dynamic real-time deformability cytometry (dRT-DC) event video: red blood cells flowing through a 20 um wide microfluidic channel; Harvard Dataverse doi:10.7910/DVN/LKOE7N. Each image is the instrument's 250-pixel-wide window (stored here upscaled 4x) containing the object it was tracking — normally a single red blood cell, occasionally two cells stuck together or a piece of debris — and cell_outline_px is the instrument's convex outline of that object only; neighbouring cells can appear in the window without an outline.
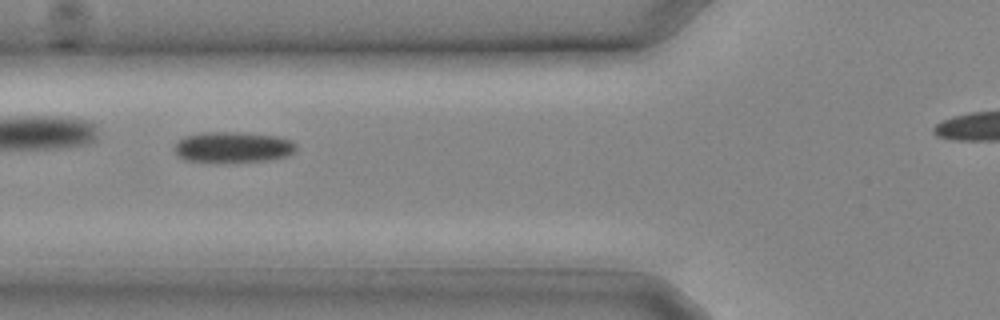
{"species": "common noctule bat (a hibernating species)", "species_latin": "Nyctalus noctula", "temperature_condition": "cold", "stored_images_in_passage": 6, "camera_frame_rate_fps": 3000, "um_per_image_px": 0.085, "animal": {"sex": "male", "body_mass_g": 20.4}, "frame": {"image": 1, "passage_image": 3, "time_ms": 0.667, "image_size_px": [1000, 320], "cell_outline_px": [[296, 152], [284, 156], [268, 160], [224, 164], [184, 160], [176, 156], [176, 140], [184, 136], [204, 132], [236, 132], [276, 136], [292, 140], [296, 144]], "centroid_in_image_um": [19.76, 12.54], "position_along_channel_um": 106.0, "area_um2": 22.43}}
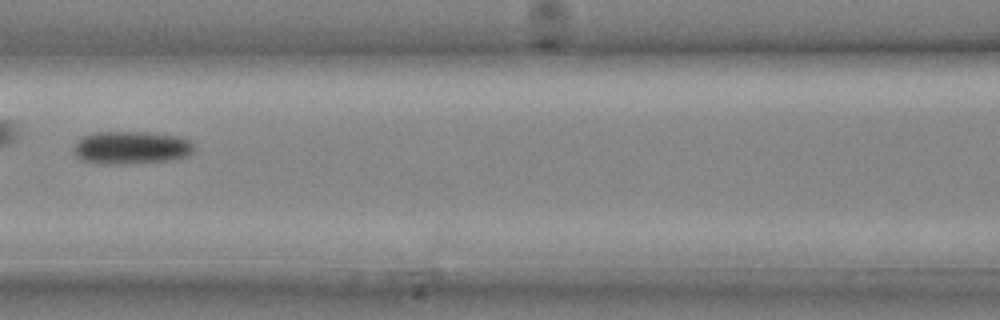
{"frame": {"image": 2, "passage_image": 5, "time_ms": 1.333, "image_size_px": [1000, 320], "cell_outline_px": [[192, 152], [188, 156], [176, 160], [128, 164], [104, 164], [80, 160], [76, 156], [76, 144], [84, 136], [92, 132], [148, 132], [176, 136], [188, 140], [192, 144]], "centroid_in_image_um": [11.18, 12.56], "position_along_channel_um": 155.4, "area_um2": 23.0}}